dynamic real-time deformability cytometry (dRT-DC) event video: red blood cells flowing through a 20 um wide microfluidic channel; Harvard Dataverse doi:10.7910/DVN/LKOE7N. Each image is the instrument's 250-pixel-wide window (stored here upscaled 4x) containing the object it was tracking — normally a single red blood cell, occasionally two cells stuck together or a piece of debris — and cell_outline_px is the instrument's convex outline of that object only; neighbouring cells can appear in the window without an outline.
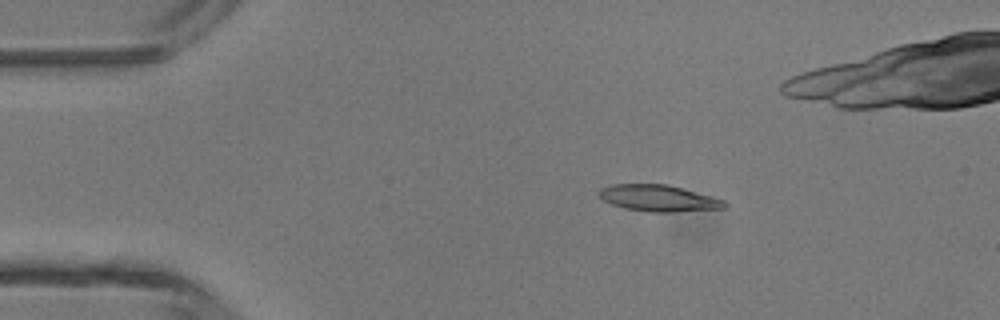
{"species": "common noctule bat (a hibernating species)", "species_latin": "Nyctalus noctula", "temperature_condition": "room temperature", "stored_images_in_passage": 48, "camera_frame_rate_fps": 3000, "um_per_image_px": 0.085, "animal": {"sex": "male", "body_mass_g": 13.3}, "frame": {"image": 1, "passage_image": 9, "time_ms": 2.667, "image_size_px": [1000, 320], "cell_outline_px": [[728, 204], [724, 208], [676, 212], [652, 212], [624, 208], [612, 204], [604, 200], [596, 192], [600, 188], [612, 184], [668, 184], [712, 196], [724, 200]], "centroid_in_image_um": [55.98, 16.84], "position_along_channel_um": 29.0, "area_um2": 19.42}}
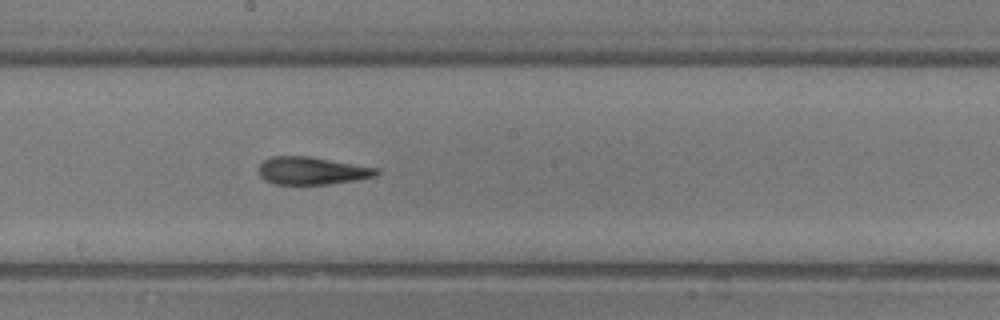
{"frame": {"image": 2, "passage_image": 26, "time_ms": 8.333, "image_size_px": [1000, 320], "cell_outline_px": [[380, 172], [376, 176], [356, 180], [328, 184], [276, 184], [264, 180], [260, 176], [256, 168], [264, 160], [272, 156], [308, 156], [380, 168]], "centroid_in_image_um": [26.51, 14.51], "position_along_channel_um": 221.7, "area_um2": 19.13}}
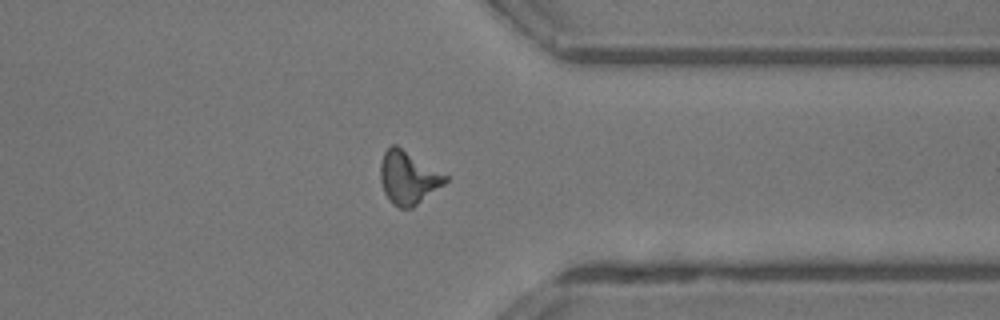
{"frame": {"image": 3, "passage_image": 37, "time_ms": 12.0, "image_size_px": [1000, 320], "cell_outline_px": [[448, 180], [444, 184], [412, 208], [400, 208], [392, 204], [384, 192], [380, 180], [380, 164], [384, 152], [392, 144], [396, 144], [448, 176]], "centroid_in_image_um": [34.68, 15.1], "position_along_channel_um": 376.7, "area_um2": 19.94}, "authors_computed_cell_mechanics": {"area_um2": 19.0162, "velocity_mm_per_s": 4.3936, "shape_relaxation_time_tau1_ms": 6.5181, "shape_relaxation_time_tau2_ms": 3.5297, "deformation_change_tau1": 0.2152, "deformation_change_tau2": 0.1362}}